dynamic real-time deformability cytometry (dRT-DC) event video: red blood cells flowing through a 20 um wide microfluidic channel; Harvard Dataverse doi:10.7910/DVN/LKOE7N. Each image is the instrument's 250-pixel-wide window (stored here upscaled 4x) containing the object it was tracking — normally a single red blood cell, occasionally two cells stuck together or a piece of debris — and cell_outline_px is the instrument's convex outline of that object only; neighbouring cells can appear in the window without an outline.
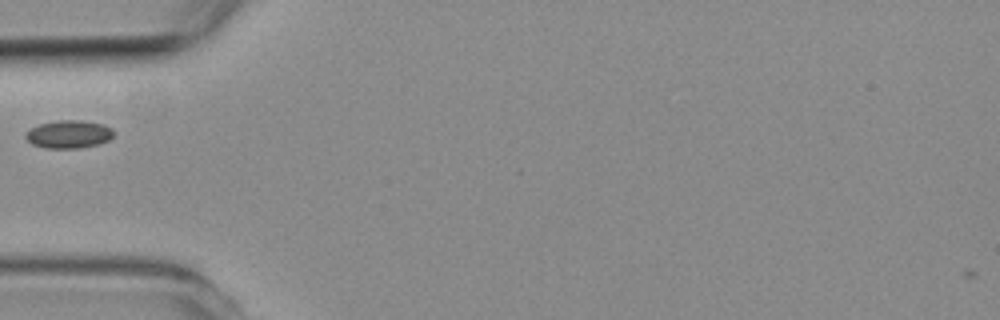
{"species": "common noctule bat (a hibernating species)", "species_latin": "Nyctalus noctula", "temperature_condition": "room temperature", "stored_images_in_passage": 3, "camera_frame_rate_fps": 3000, "um_per_image_px": 0.085, "animal": {"sex": "female", "body_mass_g": 19.3, "forearm_length_mm": 54.1}, "frame": {"image": 1, "passage_image": 1, "time_ms": 0.0, "image_size_px": [1000, 320], "cell_outline_px": [[116, 132], [108, 140], [96, 144], [80, 148], [44, 148], [32, 144], [24, 136], [32, 128], [40, 124], [56, 120], [80, 120], [104, 124], [112, 128]], "centroid_in_image_um": [5.87, 11.4], "position_along_channel_um": 79.1, "area_um2": 14.28}}
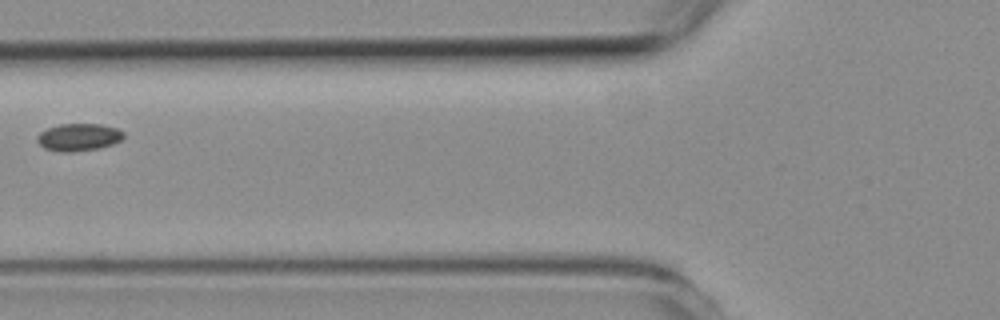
{"frame": {"image": 2, "passage_image": 2, "time_ms": 1.0, "image_size_px": [1000, 320], "cell_outline_px": [[124, 136], [120, 140], [112, 144], [100, 148], [72, 152], [60, 152], [44, 148], [36, 140], [36, 136], [40, 132], [48, 128], [60, 124], [100, 124], [116, 128], [124, 132]], "centroid_in_image_um": [6.67, 11.66], "position_along_channel_um": 119.1, "area_um2": 13.81}}
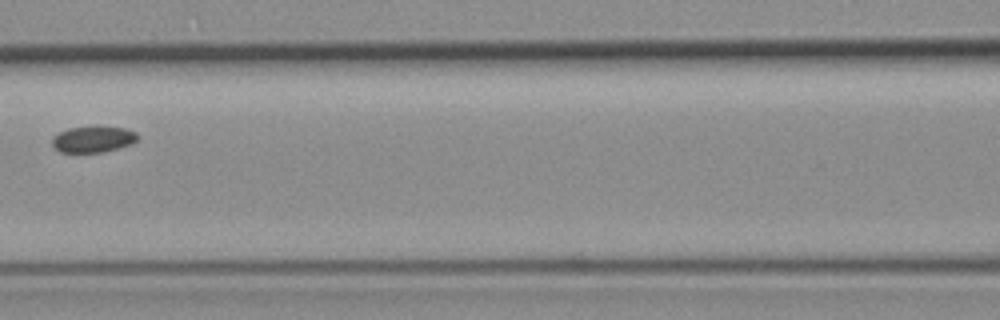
{"frame": {"image": 3, "passage_image": 3, "time_ms": 2.0, "image_size_px": [1000, 320], "cell_outline_px": [[140, 136], [132, 144], [120, 148], [104, 152], [60, 152], [52, 144], [52, 136], [68, 128], [124, 128], [136, 132]], "centroid_in_image_um": [7.93, 11.86], "position_along_channel_um": 158.7, "area_um2": 12.77}}